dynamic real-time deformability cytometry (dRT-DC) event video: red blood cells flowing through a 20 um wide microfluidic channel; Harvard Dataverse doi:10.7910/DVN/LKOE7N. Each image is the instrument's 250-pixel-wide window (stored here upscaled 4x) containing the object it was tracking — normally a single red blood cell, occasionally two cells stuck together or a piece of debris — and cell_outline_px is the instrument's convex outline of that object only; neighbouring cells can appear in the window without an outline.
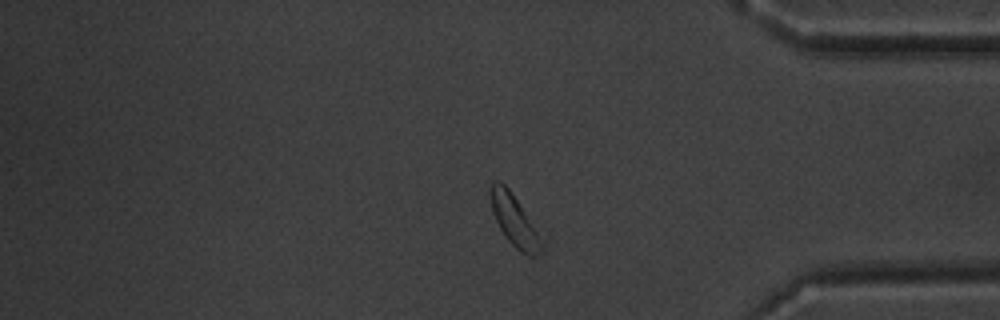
{"species": "common noctule bat (a hibernating species)", "species_latin": "Nyctalus noctula", "temperature_condition": "warm", "stored_images_in_passage": 55, "segment_of_instrument_passage": [2, 2], "camera_frame_rate_fps": 3000, "um_per_image_px": 0.085, "animal": {"sex": "male", "body_mass_g": 20.1, "forearm_length_mm": 53.5}, "frame": {"image": 1, "passage_image": 55, "time_ms": 18.0, "image_size_px": [1000, 320], "cell_outline_px": [[548, 236], [544, 252], [536, 256], [528, 256], [520, 252], [504, 236], [492, 212], [492, 180], [496, 180], [504, 184], [508, 188], [548, 232]], "centroid_in_image_um": [43.99, 18.85], "position_along_channel_um": 391.2, "area_um2": 17.05}}